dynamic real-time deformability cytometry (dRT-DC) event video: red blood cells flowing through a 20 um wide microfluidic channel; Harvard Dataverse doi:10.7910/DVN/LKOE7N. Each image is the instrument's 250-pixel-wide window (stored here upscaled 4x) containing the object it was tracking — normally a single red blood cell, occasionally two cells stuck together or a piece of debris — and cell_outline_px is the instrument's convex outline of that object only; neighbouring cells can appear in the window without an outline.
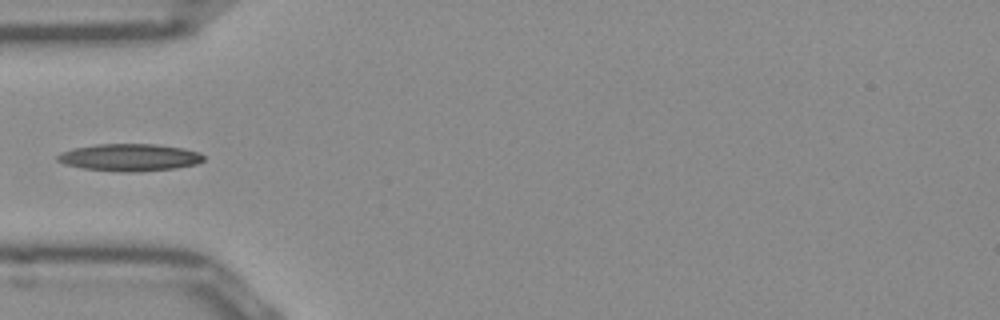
{"species": "Egyptian fruit bat (a non-hibernating species)", "species_latin": "Rousettus aegyptiacus", "temperature_condition": "room temperature", "stored_images_in_passage": 36, "camera_frame_rate_fps": 3000, "um_per_image_px": 0.085, "frame": {"image": 1, "passage_image": 1, "time_ms": 0.0, "image_size_px": [1000, 320], "cell_outline_px": [[204, 160], [196, 164], [176, 168], [140, 172], [120, 172], [84, 168], [64, 164], [56, 160], [56, 156], [60, 152], [72, 148], [96, 144], [156, 144], [184, 148], [200, 152], [204, 156]], "centroid_in_image_um": [11.01, 13.38], "position_along_channel_um": 74.0, "area_um2": 23.47}}
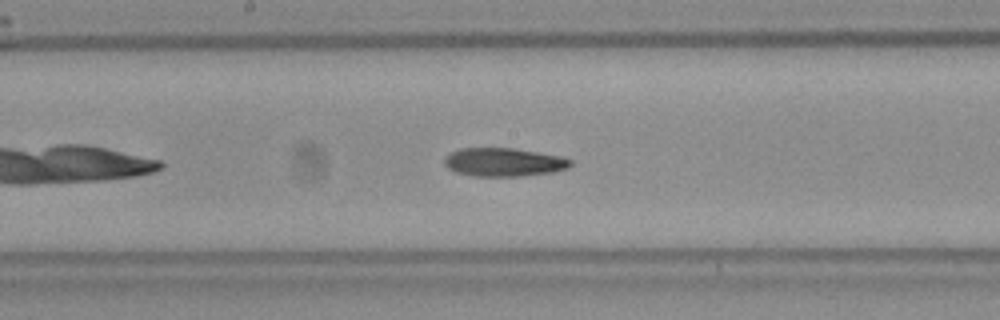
{"frame": {"image": 2, "passage_image": 11, "time_ms": 3.333, "image_size_px": [1000, 320], "cell_outline_px": [[572, 164], [568, 168], [552, 172], [520, 176], [472, 176], [456, 172], [448, 168], [444, 164], [444, 156], [460, 148], [512, 148], [560, 156], [572, 160]], "centroid_in_image_um": [42.79, 13.78], "position_along_channel_um": 205.4, "area_um2": 20.87}}
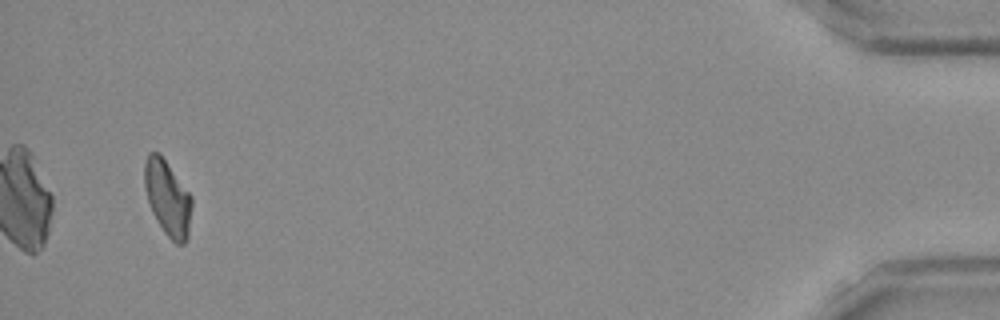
{"frame": {"image": 3, "passage_image": 34, "time_ms": 11.0, "image_size_px": [1000, 320], "cell_outline_px": [[192, 204], [188, 240], [184, 244], [176, 244], [164, 232], [156, 220], [152, 212], [144, 188], [144, 160], [148, 152], [160, 152], [192, 196]], "centroid_in_image_um": [14.25, 16.81], "position_along_channel_um": 421.0, "area_um2": 21.1}}